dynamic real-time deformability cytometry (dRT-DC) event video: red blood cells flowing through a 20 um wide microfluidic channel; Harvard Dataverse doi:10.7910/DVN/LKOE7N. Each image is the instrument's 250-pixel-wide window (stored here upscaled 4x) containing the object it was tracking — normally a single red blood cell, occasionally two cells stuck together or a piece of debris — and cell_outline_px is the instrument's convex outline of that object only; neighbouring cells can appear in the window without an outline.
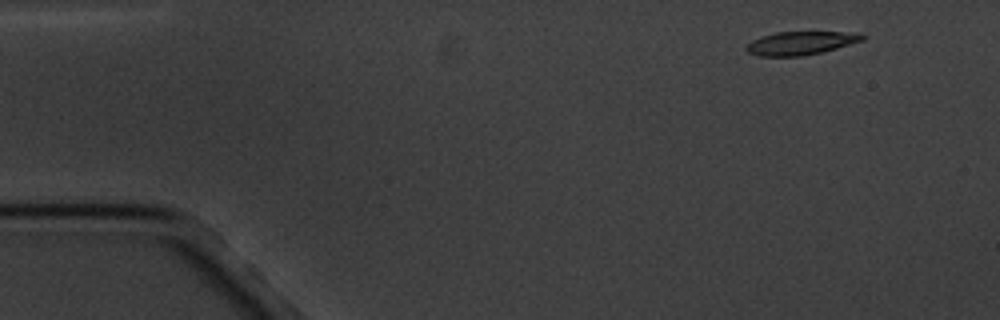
{"species": "common noctule bat (a hibernating species)", "species_latin": "Nyctalus noctula", "temperature_condition": "cold", "stored_images_in_passage": 7, "camera_frame_rate_fps": 3000, "um_per_image_px": 0.085, "animal": {"sex": "male", "body_mass_g": 20.1, "forearm_length_mm": 53.5}, "frame": {"image": 1, "passage_image": 1, "time_ms": 0.0, "image_size_px": [1000, 320], "cell_outline_px": [[868, 36], [864, 40], [836, 48], [804, 56], [760, 56], [748, 52], [744, 48], [752, 40], [760, 36], [776, 32], [844, 32]], "centroid_in_image_um": [68.02, 3.66], "position_along_channel_um": 17.0, "area_um2": 15.66}}
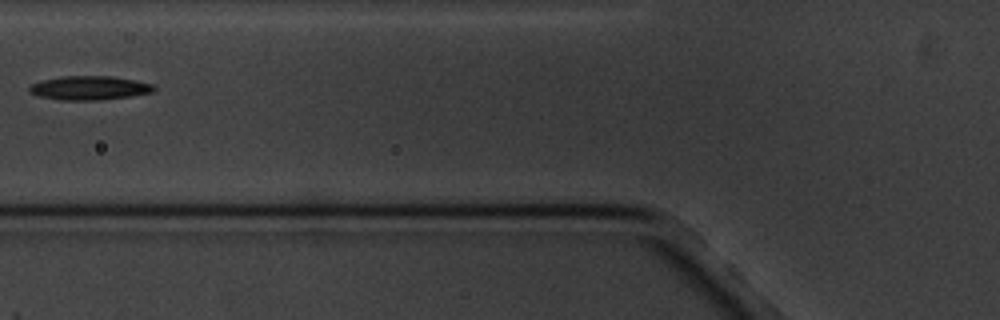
{"frame": {"image": 2, "passage_image": 5, "time_ms": 5.667, "image_size_px": [1000, 320], "cell_outline_px": [[156, 88], [152, 92], [132, 96], [96, 100], [64, 100], [40, 96], [28, 92], [28, 88], [32, 84], [44, 80], [60, 76], [112, 76], [152, 84]], "centroid_in_image_um": [7.59, 7.47], "position_along_channel_um": 118.2, "area_um2": 17.17}}
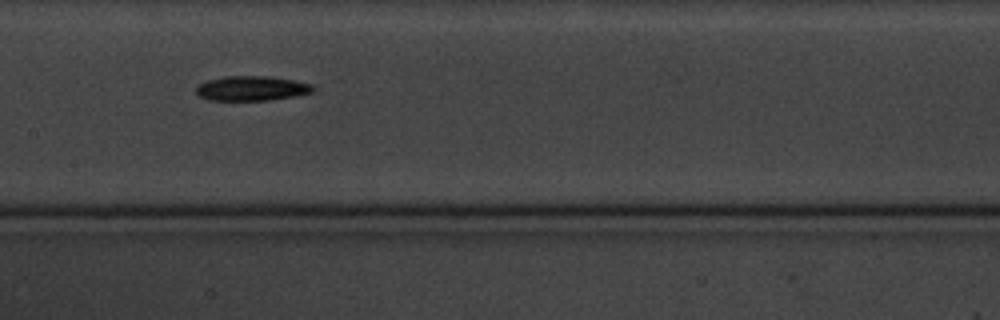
{"frame": {"image": 3, "passage_image": 7, "time_ms": 7.667, "image_size_px": [1000, 320], "cell_outline_px": [[316, 88], [312, 92], [296, 96], [268, 100], [208, 100], [200, 96], [196, 92], [196, 84], [208, 80], [224, 76], [268, 76], [292, 80], [312, 84]], "centroid_in_image_um": [21.38, 7.51], "position_along_channel_um": 186.0, "area_um2": 16.88}}